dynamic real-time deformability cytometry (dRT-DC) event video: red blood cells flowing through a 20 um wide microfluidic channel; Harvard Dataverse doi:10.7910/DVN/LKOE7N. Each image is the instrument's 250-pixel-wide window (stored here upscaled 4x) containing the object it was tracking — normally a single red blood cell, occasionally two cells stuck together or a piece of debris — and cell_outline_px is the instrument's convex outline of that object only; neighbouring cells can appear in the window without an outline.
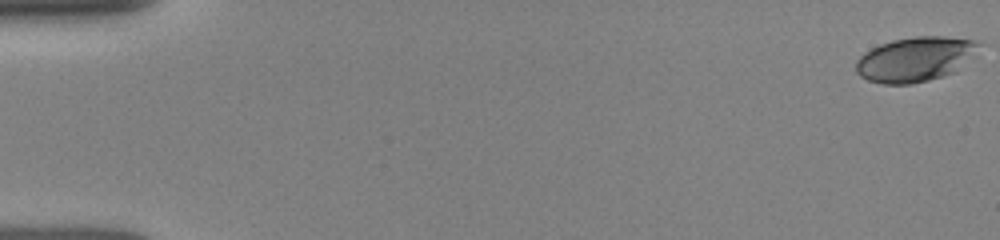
{"species": "human", "species_latin": "Homo sapiens", "temperature_condition": "room temperature", "stored_images_in_passage": 44, "camera_frame_rate_fps": 3000, "um_per_image_px": 0.085, "donor": {"sex": "female"}, "frame": {"image": 1, "passage_image": 1, "time_ms": 0.0, "image_size_px": [1000, 240], "cell_outline_px": [[984, 40], [956, 72], [944, 76], [912, 84], [884, 84], [868, 80], [860, 76], [856, 72], [856, 60], [864, 52], [880, 44], [892, 40], [916, 36], [944, 36]], "centroid_in_image_um": [77.79, 5.02], "position_along_channel_um": 7.2, "area_um2": 32.08}}
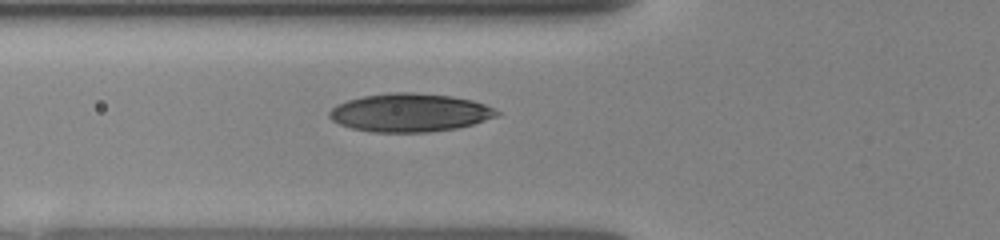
{"frame": {"image": 2, "passage_image": 26, "time_ms": 6.0, "image_size_px": [1000, 240], "cell_outline_px": [[500, 112], [496, 116], [472, 124], [456, 128], [428, 132], [372, 132], [352, 128], [340, 124], [332, 120], [328, 116], [328, 112], [336, 104], [348, 100], [364, 96], [396, 92], [412, 92], [452, 96], [472, 100], [484, 104]], "centroid_in_image_um": [34.8, 9.57], "position_along_channel_um": 91.0, "area_um2": 37.11}}
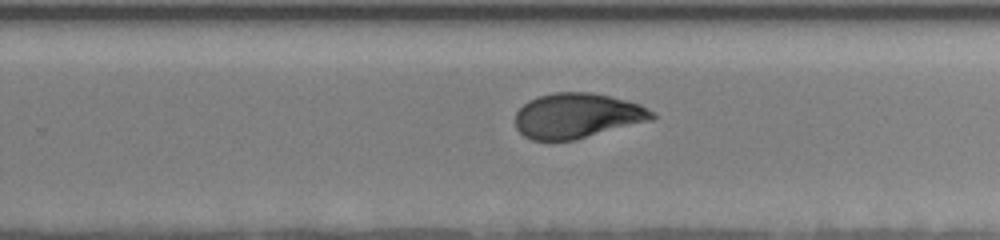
{"frame": {"image": 3, "passage_image": 44, "time_ms": 10.667, "image_size_px": [1000, 240], "cell_outline_px": [[656, 116], [652, 120], [572, 140], [532, 140], [524, 136], [516, 128], [516, 112], [528, 100], [540, 96], [556, 92], [592, 92], [640, 104], [652, 112]], "centroid_in_image_um": [49.03, 9.83], "position_along_channel_um": 280.8, "area_um2": 35.49}}